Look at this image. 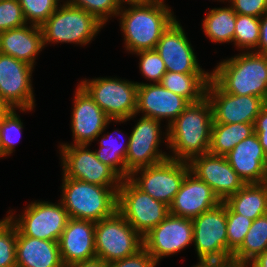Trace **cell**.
I'll list each match as a JSON object with an SVG mask.
<instances>
[{"mask_svg": "<svg viewBox=\"0 0 267 267\" xmlns=\"http://www.w3.org/2000/svg\"><path fill=\"white\" fill-rule=\"evenodd\" d=\"M65 2L93 14L104 25L109 17L117 16L121 9L118 0H66Z\"/></svg>", "mask_w": 267, "mask_h": 267, "instance_id": "37", "label": "cell"}, {"mask_svg": "<svg viewBox=\"0 0 267 267\" xmlns=\"http://www.w3.org/2000/svg\"><path fill=\"white\" fill-rule=\"evenodd\" d=\"M254 52L267 55V12L260 17V38Z\"/></svg>", "mask_w": 267, "mask_h": 267, "instance_id": "43", "label": "cell"}, {"mask_svg": "<svg viewBox=\"0 0 267 267\" xmlns=\"http://www.w3.org/2000/svg\"><path fill=\"white\" fill-rule=\"evenodd\" d=\"M193 242V221L169 214L143 236V248L159 264L160 259L174 255Z\"/></svg>", "mask_w": 267, "mask_h": 267, "instance_id": "15", "label": "cell"}, {"mask_svg": "<svg viewBox=\"0 0 267 267\" xmlns=\"http://www.w3.org/2000/svg\"><path fill=\"white\" fill-rule=\"evenodd\" d=\"M189 171L188 162L168 158L134 171L129 179L155 200L170 206Z\"/></svg>", "mask_w": 267, "mask_h": 267, "instance_id": "10", "label": "cell"}, {"mask_svg": "<svg viewBox=\"0 0 267 267\" xmlns=\"http://www.w3.org/2000/svg\"><path fill=\"white\" fill-rule=\"evenodd\" d=\"M255 133L258 136L260 144L262 145L265 153L267 154V106L265 105L254 123Z\"/></svg>", "mask_w": 267, "mask_h": 267, "instance_id": "42", "label": "cell"}, {"mask_svg": "<svg viewBox=\"0 0 267 267\" xmlns=\"http://www.w3.org/2000/svg\"><path fill=\"white\" fill-rule=\"evenodd\" d=\"M254 133V123H212L209 153L225 156Z\"/></svg>", "mask_w": 267, "mask_h": 267, "instance_id": "28", "label": "cell"}, {"mask_svg": "<svg viewBox=\"0 0 267 267\" xmlns=\"http://www.w3.org/2000/svg\"><path fill=\"white\" fill-rule=\"evenodd\" d=\"M237 14L260 18L267 12V0H228Z\"/></svg>", "mask_w": 267, "mask_h": 267, "instance_id": "40", "label": "cell"}, {"mask_svg": "<svg viewBox=\"0 0 267 267\" xmlns=\"http://www.w3.org/2000/svg\"><path fill=\"white\" fill-rule=\"evenodd\" d=\"M206 97L213 112V123H255L265 106L263 98L232 95L224 92L212 79L207 84Z\"/></svg>", "mask_w": 267, "mask_h": 267, "instance_id": "16", "label": "cell"}, {"mask_svg": "<svg viewBox=\"0 0 267 267\" xmlns=\"http://www.w3.org/2000/svg\"><path fill=\"white\" fill-rule=\"evenodd\" d=\"M199 262L191 267H214V259H198Z\"/></svg>", "mask_w": 267, "mask_h": 267, "instance_id": "49", "label": "cell"}, {"mask_svg": "<svg viewBox=\"0 0 267 267\" xmlns=\"http://www.w3.org/2000/svg\"><path fill=\"white\" fill-rule=\"evenodd\" d=\"M260 38V18L237 14L233 44L246 51L257 49ZM242 48V49H241Z\"/></svg>", "mask_w": 267, "mask_h": 267, "instance_id": "32", "label": "cell"}, {"mask_svg": "<svg viewBox=\"0 0 267 267\" xmlns=\"http://www.w3.org/2000/svg\"><path fill=\"white\" fill-rule=\"evenodd\" d=\"M211 79L232 95L265 98L267 94V55L243 51L216 65Z\"/></svg>", "mask_w": 267, "mask_h": 267, "instance_id": "3", "label": "cell"}, {"mask_svg": "<svg viewBox=\"0 0 267 267\" xmlns=\"http://www.w3.org/2000/svg\"><path fill=\"white\" fill-rule=\"evenodd\" d=\"M192 221L193 243L198 259H227L226 203H219Z\"/></svg>", "mask_w": 267, "mask_h": 267, "instance_id": "12", "label": "cell"}, {"mask_svg": "<svg viewBox=\"0 0 267 267\" xmlns=\"http://www.w3.org/2000/svg\"><path fill=\"white\" fill-rule=\"evenodd\" d=\"M71 112V130L74 145H91L100 137L111 120L78 84Z\"/></svg>", "mask_w": 267, "mask_h": 267, "instance_id": "18", "label": "cell"}, {"mask_svg": "<svg viewBox=\"0 0 267 267\" xmlns=\"http://www.w3.org/2000/svg\"><path fill=\"white\" fill-rule=\"evenodd\" d=\"M137 89V108L135 116H142L162 121L166 118L170 125L190 104V102L161 83H139Z\"/></svg>", "mask_w": 267, "mask_h": 267, "instance_id": "20", "label": "cell"}, {"mask_svg": "<svg viewBox=\"0 0 267 267\" xmlns=\"http://www.w3.org/2000/svg\"><path fill=\"white\" fill-rule=\"evenodd\" d=\"M211 73L182 74L166 71L161 84L164 88L186 98L190 103H197L206 97L207 84Z\"/></svg>", "mask_w": 267, "mask_h": 267, "instance_id": "27", "label": "cell"}, {"mask_svg": "<svg viewBox=\"0 0 267 267\" xmlns=\"http://www.w3.org/2000/svg\"><path fill=\"white\" fill-rule=\"evenodd\" d=\"M27 24L41 26L63 0H18Z\"/></svg>", "mask_w": 267, "mask_h": 267, "instance_id": "36", "label": "cell"}, {"mask_svg": "<svg viewBox=\"0 0 267 267\" xmlns=\"http://www.w3.org/2000/svg\"><path fill=\"white\" fill-rule=\"evenodd\" d=\"M189 41L182 25L175 20L162 34L155 49L169 72L209 73L200 67L194 48Z\"/></svg>", "mask_w": 267, "mask_h": 267, "instance_id": "19", "label": "cell"}, {"mask_svg": "<svg viewBox=\"0 0 267 267\" xmlns=\"http://www.w3.org/2000/svg\"><path fill=\"white\" fill-rule=\"evenodd\" d=\"M236 15L231 6L211 9L202 20V29L206 37L214 43H232Z\"/></svg>", "mask_w": 267, "mask_h": 267, "instance_id": "29", "label": "cell"}, {"mask_svg": "<svg viewBox=\"0 0 267 267\" xmlns=\"http://www.w3.org/2000/svg\"><path fill=\"white\" fill-rule=\"evenodd\" d=\"M33 69L24 61L0 53V96L22 112L32 111L36 106L31 80Z\"/></svg>", "mask_w": 267, "mask_h": 267, "instance_id": "14", "label": "cell"}, {"mask_svg": "<svg viewBox=\"0 0 267 267\" xmlns=\"http://www.w3.org/2000/svg\"><path fill=\"white\" fill-rule=\"evenodd\" d=\"M0 158H3L1 148H0Z\"/></svg>", "mask_w": 267, "mask_h": 267, "instance_id": "51", "label": "cell"}, {"mask_svg": "<svg viewBox=\"0 0 267 267\" xmlns=\"http://www.w3.org/2000/svg\"><path fill=\"white\" fill-rule=\"evenodd\" d=\"M117 211L143 237L169 215V206L126 178L118 189Z\"/></svg>", "mask_w": 267, "mask_h": 267, "instance_id": "8", "label": "cell"}, {"mask_svg": "<svg viewBox=\"0 0 267 267\" xmlns=\"http://www.w3.org/2000/svg\"><path fill=\"white\" fill-rule=\"evenodd\" d=\"M16 110L19 109L12 108L0 119V148L3 158L15 151V145L18 143L22 134L23 122H21Z\"/></svg>", "mask_w": 267, "mask_h": 267, "instance_id": "33", "label": "cell"}, {"mask_svg": "<svg viewBox=\"0 0 267 267\" xmlns=\"http://www.w3.org/2000/svg\"><path fill=\"white\" fill-rule=\"evenodd\" d=\"M265 250H267V214L252 221L243 243L232 257L251 263Z\"/></svg>", "mask_w": 267, "mask_h": 267, "instance_id": "31", "label": "cell"}, {"mask_svg": "<svg viewBox=\"0 0 267 267\" xmlns=\"http://www.w3.org/2000/svg\"><path fill=\"white\" fill-rule=\"evenodd\" d=\"M96 257L107 263L136 254L143 248V237L116 211L95 222Z\"/></svg>", "mask_w": 267, "mask_h": 267, "instance_id": "7", "label": "cell"}, {"mask_svg": "<svg viewBox=\"0 0 267 267\" xmlns=\"http://www.w3.org/2000/svg\"><path fill=\"white\" fill-rule=\"evenodd\" d=\"M16 267H64L59 243L23 236L17 230Z\"/></svg>", "mask_w": 267, "mask_h": 267, "instance_id": "25", "label": "cell"}, {"mask_svg": "<svg viewBox=\"0 0 267 267\" xmlns=\"http://www.w3.org/2000/svg\"><path fill=\"white\" fill-rule=\"evenodd\" d=\"M227 218V239H228V258L241 246L245 235L249 231L252 221L251 219L235 213L226 204Z\"/></svg>", "mask_w": 267, "mask_h": 267, "instance_id": "35", "label": "cell"}, {"mask_svg": "<svg viewBox=\"0 0 267 267\" xmlns=\"http://www.w3.org/2000/svg\"><path fill=\"white\" fill-rule=\"evenodd\" d=\"M105 26L93 14L63 1L62 5L40 26L44 47L50 43H90Z\"/></svg>", "mask_w": 267, "mask_h": 267, "instance_id": "5", "label": "cell"}, {"mask_svg": "<svg viewBox=\"0 0 267 267\" xmlns=\"http://www.w3.org/2000/svg\"><path fill=\"white\" fill-rule=\"evenodd\" d=\"M157 265L144 248L134 255L108 263V267H156Z\"/></svg>", "mask_w": 267, "mask_h": 267, "instance_id": "41", "label": "cell"}, {"mask_svg": "<svg viewBox=\"0 0 267 267\" xmlns=\"http://www.w3.org/2000/svg\"><path fill=\"white\" fill-rule=\"evenodd\" d=\"M62 174L99 186H120L122 178L88 149L89 145L60 144Z\"/></svg>", "mask_w": 267, "mask_h": 267, "instance_id": "11", "label": "cell"}, {"mask_svg": "<svg viewBox=\"0 0 267 267\" xmlns=\"http://www.w3.org/2000/svg\"><path fill=\"white\" fill-rule=\"evenodd\" d=\"M225 157L245 184L267 182V154L256 133L239 142Z\"/></svg>", "mask_w": 267, "mask_h": 267, "instance_id": "22", "label": "cell"}, {"mask_svg": "<svg viewBox=\"0 0 267 267\" xmlns=\"http://www.w3.org/2000/svg\"><path fill=\"white\" fill-rule=\"evenodd\" d=\"M161 121L141 116L128 137L126 178L136 170L155 165L169 158L159 149L162 139ZM163 152V153H162Z\"/></svg>", "mask_w": 267, "mask_h": 267, "instance_id": "13", "label": "cell"}, {"mask_svg": "<svg viewBox=\"0 0 267 267\" xmlns=\"http://www.w3.org/2000/svg\"><path fill=\"white\" fill-rule=\"evenodd\" d=\"M44 48L42 30L28 24L0 32V53L24 61L34 67L36 57Z\"/></svg>", "mask_w": 267, "mask_h": 267, "instance_id": "24", "label": "cell"}, {"mask_svg": "<svg viewBox=\"0 0 267 267\" xmlns=\"http://www.w3.org/2000/svg\"><path fill=\"white\" fill-rule=\"evenodd\" d=\"M115 131L118 135V133H121L122 130H114V135L109 132L103 136L102 133L100 134L102 138L101 140H97L99 141L100 148L95 150L94 153L103 164L111 167L122 179H126L125 158L128 150V140L126 141V144L123 143L122 145L119 139H117L119 136L114 137Z\"/></svg>", "mask_w": 267, "mask_h": 267, "instance_id": "30", "label": "cell"}, {"mask_svg": "<svg viewBox=\"0 0 267 267\" xmlns=\"http://www.w3.org/2000/svg\"><path fill=\"white\" fill-rule=\"evenodd\" d=\"M188 163L190 171L206 182L221 202L245 185L225 156L206 153L193 157Z\"/></svg>", "mask_w": 267, "mask_h": 267, "instance_id": "17", "label": "cell"}, {"mask_svg": "<svg viewBox=\"0 0 267 267\" xmlns=\"http://www.w3.org/2000/svg\"><path fill=\"white\" fill-rule=\"evenodd\" d=\"M11 210L8 217L23 235L58 242L70 217L62 203L34 201L26 206L19 218Z\"/></svg>", "mask_w": 267, "mask_h": 267, "instance_id": "9", "label": "cell"}, {"mask_svg": "<svg viewBox=\"0 0 267 267\" xmlns=\"http://www.w3.org/2000/svg\"><path fill=\"white\" fill-rule=\"evenodd\" d=\"M17 227L5 216L0 220V267H16Z\"/></svg>", "mask_w": 267, "mask_h": 267, "instance_id": "34", "label": "cell"}, {"mask_svg": "<svg viewBox=\"0 0 267 267\" xmlns=\"http://www.w3.org/2000/svg\"><path fill=\"white\" fill-rule=\"evenodd\" d=\"M62 176L60 202L70 218L98 222L117 211L120 186H99Z\"/></svg>", "mask_w": 267, "mask_h": 267, "instance_id": "4", "label": "cell"}, {"mask_svg": "<svg viewBox=\"0 0 267 267\" xmlns=\"http://www.w3.org/2000/svg\"><path fill=\"white\" fill-rule=\"evenodd\" d=\"M22 7L18 0L0 1V32L26 25Z\"/></svg>", "mask_w": 267, "mask_h": 267, "instance_id": "39", "label": "cell"}, {"mask_svg": "<svg viewBox=\"0 0 267 267\" xmlns=\"http://www.w3.org/2000/svg\"><path fill=\"white\" fill-rule=\"evenodd\" d=\"M155 1H157V0H118V2L121 5V7L123 5H125V4H128V5L149 4V3H152V2H155Z\"/></svg>", "mask_w": 267, "mask_h": 267, "instance_id": "48", "label": "cell"}, {"mask_svg": "<svg viewBox=\"0 0 267 267\" xmlns=\"http://www.w3.org/2000/svg\"><path fill=\"white\" fill-rule=\"evenodd\" d=\"M219 203L221 201L211 187L189 171L169 206V214L193 219L216 207Z\"/></svg>", "mask_w": 267, "mask_h": 267, "instance_id": "21", "label": "cell"}, {"mask_svg": "<svg viewBox=\"0 0 267 267\" xmlns=\"http://www.w3.org/2000/svg\"><path fill=\"white\" fill-rule=\"evenodd\" d=\"M64 267H108V263L98 257L82 262L65 265Z\"/></svg>", "mask_w": 267, "mask_h": 267, "instance_id": "45", "label": "cell"}, {"mask_svg": "<svg viewBox=\"0 0 267 267\" xmlns=\"http://www.w3.org/2000/svg\"><path fill=\"white\" fill-rule=\"evenodd\" d=\"M95 222L70 218L58 241L63 265L96 257Z\"/></svg>", "mask_w": 267, "mask_h": 267, "instance_id": "23", "label": "cell"}, {"mask_svg": "<svg viewBox=\"0 0 267 267\" xmlns=\"http://www.w3.org/2000/svg\"><path fill=\"white\" fill-rule=\"evenodd\" d=\"M79 85L113 122H126L135 117L137 82L116 77L84 79Z\"/></svg>", "mask_w": 267, "mask_h": 267, "instance_id": "6", "label": "cell"}, {"mask_svg": "<svg viewBox=\"0 0 267 267\" xmlns=\"http://www.w3.org/2000/svg\"><path fill=\"white\" fill-rule=\"evenodd\" d=\"M213 112L204 97L187 108L166 128L165 145L172 152L169 158L189 162L193 157L209 153Z\"/></svg>", "mask_w": 267, "mask_h": 267, "instance_id": "1", "label": "cell"}, {"mask_svg": "<svg viewBox=\"0 0 267 267\" xmlns=\"http://www.w3.org/2000/svg\"><path fill=\"white\" fill-rule=\"evenodd\" d=\"M126 7L122 6L117 16L120 17L124 47L130 53L155 49L162 34L176 20L164 0Z\"/></svg>", "mask_w": 267, "mask_h": 267, "instance_id": "2", "label": "cell"}, {"mask_svg": "<svg viewBox=\"0 0 267 267\" xmlns=\"http://www.w3.org/2000/svg\"><path fill=\"white\" fill-rule=\"evenodd\" d=\"M140 57L139 69L145 79L160 83L167 69L156 49L142 50L134 53Z\"/></svg>", "mask_w": 267, "mask_h": 267, "instance_id": "38", "label": "cell"}, {"mask_svg": "<svg viewBox=\"0 0 267 267\" xmlns=\"http://www.w3.org/2000/svg\"><path fill=\"white\" fill-rule=\"evenodd\" d=\"M264 101H265V105L267 106V94H266V96L264 98Z\"/></svg>", "mask_w": 267, "mask_h": 267, "instance_id": "50", "label": "cell"}, {"mask_svg": "<svg viewBox=\"0 0 267 267\" xmlns=\"http://www.w3.org/2000/svg\"><path fill=\"white\" fill-rule=\"evenodd\" d=\"M251 267H267V250L251 262Z\"/></svg>", "mask_w": 267, "mask_h": 267, "instance_id": "46", "label": "cell"}, {"mask_svg": "<svg viewBox=\"0 0 267 267\" xmlns=\"http://www.w3.org/2000/svg\"><path fill=\"white\" fill-rule=\"evenodd\" d=\"M235 213L251 220L267 214V182L245 184L224 201Z\"/></svg>", "mask_w": 267, "mask_h": 267, "instance_id": "26", "label": "cell"}, {"mask_svg": "<svg viewBox=\"0 0 267 267\" xmlns=\"http://www.w3.org/2000/svg\"><path fill=\"white\" fill-rule=\"evenodd\" d=\"M251 267V263L235 259L233 257L224 260H215L214 267Z\"/></svg>", "mask_w": 267, "mask_h": 267, "instance_id": "44", "label": "cell"}, {"mask_svg": "<svg viewBox=\"0 0 267 267\" xmlns=\"http://www.w3.org/2000/svg\"><path fill=\"white\" fill-rule=\"evenodd\" d=\"M12 107L0 96V119H2Z\"/></svg>", "mask_w": 267, "mask_h": 267, "instance_id": "47", "label": "cell"}]
</instances>
